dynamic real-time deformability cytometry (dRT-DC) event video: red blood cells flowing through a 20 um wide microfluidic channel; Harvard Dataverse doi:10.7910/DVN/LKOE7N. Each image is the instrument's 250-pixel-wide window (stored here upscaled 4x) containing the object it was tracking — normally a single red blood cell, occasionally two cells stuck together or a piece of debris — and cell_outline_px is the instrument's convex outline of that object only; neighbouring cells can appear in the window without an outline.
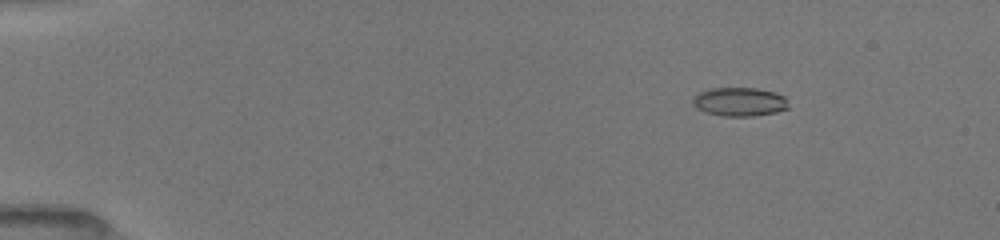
{"species": "common noctule bat (a hibernating species)", "species_latin": "Nyctalus noctula", "temperature_condition": "room temperature", "stored_images_in_passage": 14, "camera_frame_rate_fps": 3000, "um_per_image_px": 0.085, "animal": {"sex": "female", "body_mass_g": 19.5, "forearm_length_mm": 54.1}, "frame": {"image": 1, "passage_image": 6, "time_ms": 2.333, "image_size_px": [1000, 240], "cell_outline_px": [[788, 108], [776, 112], [752, 116], [724, 116], [704, 112], [696, 108], [692, 104], [692, 100], [700, 92], [712, 88], [756, 88], [776, 92], [784, 96], [788, 104]], "centroid_in_image_um": [62.86, 8.65], "position_along_channel_um": 22.1, "area_um2": 16.01}}
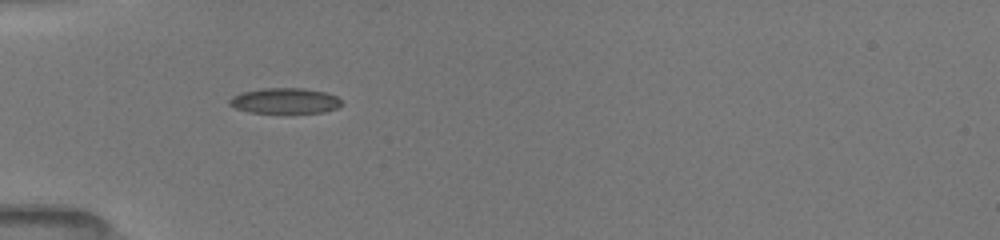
{"frame": {"image": 2, "passage_image": 12, "time_ms": 5.667, "image_size_px": [1000, 240], "cell_outline_px": [[344, 104], [336, 108], [324, 112], [248, 112], [236, 108], [228, 104], [228, 100], [232, 96], [240, 92], [260, 88], [304, 88], [324, 92], [336, 96]], "centroid_in_image_um": [24.18, 8.55], "position_along_channel_um": 60.8, "area_um2": 16.65}}
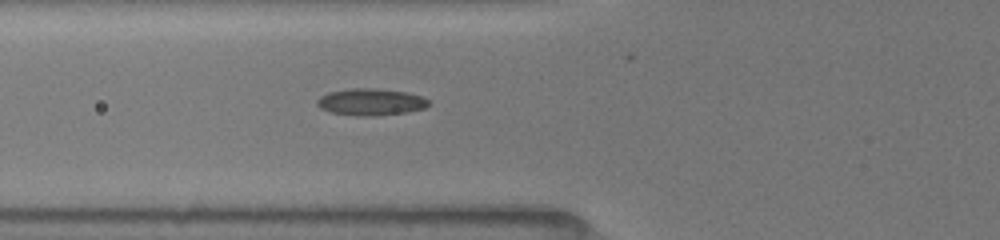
{"frame": {"image": 3, "passage_image": 14, "time_ms": 6.667, "image_size_px": [1000, 240], "cell_outline_px": [[432, 104], [424, 108], [408, 112], [376, 116], [356, 116], [332, 112], [320, 108], [316, 104], [316, 100], [320, 96], [328, 92], [352, 88], [376, 88], [404, 92], [420, 96], [428, 100]], "centroid_in_image_um": [31.5, 8.67], "position_along_channel_um": 94.3, "area_um2": 17.51}}